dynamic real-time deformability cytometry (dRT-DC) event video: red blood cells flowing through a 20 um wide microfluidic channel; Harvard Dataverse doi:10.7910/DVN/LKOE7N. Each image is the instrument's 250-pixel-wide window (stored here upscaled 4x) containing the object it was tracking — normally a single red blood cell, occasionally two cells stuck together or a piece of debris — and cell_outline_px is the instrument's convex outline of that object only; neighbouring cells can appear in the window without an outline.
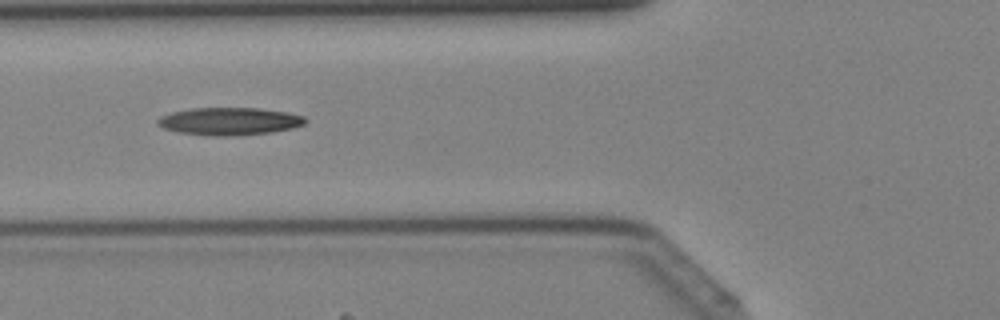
{"species": "Egyptian fruit bat (a non-hibernating species)", "species_latin": "Rousettus aegyptiacus", "temperature_condition": "cold", "stored_images_in_passage": 42, "camera_frame_rate_fps": 3000, "um_per_image_px": 0.085, "animal": {"sex": "female"}, "frame": {"image": 1, "passage_image": 16, "time_ms": 5.0, "image_size_px": [1000, 320], "cell_outline_px": [[308, 120], [304, 124], [292, 128], [272, 132], [232, 136], [212, 136], [180, 132], [164, 128], [156, 124], [156, 120], [160, 116], [172, 112], [192, 108], [260, 108], [284, 112], [304, 116]], "centroid_in_image_um": [19.49, 10.31], "position_along_channel_um": 106.3, "area_um2": 23.7}}
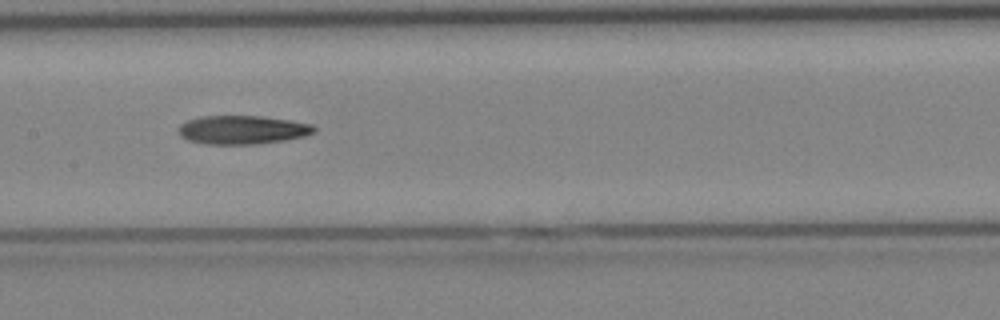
{"frame": {"image": 2, "passage_image": 21, "time_ms": 6.667, "image_size_px": [1000, 320], "cell_outline_px": [[316, 132], [304, 136], [284, 140], [260, 144], [204, 144], [188, 140], [180, 136], [176, 132], [176, 128], [180, 124], [188, 120], [200, 116], [264, 116], [312, 124], [316, 128]], "centroid_in_image_um": [20.56, 11.04], "position_along_channel_um": 186.8, "area_um2": 22.89}}
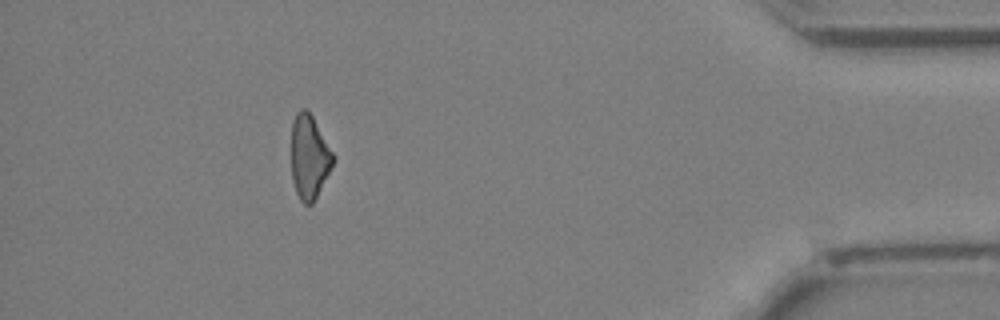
{"frame": {"image": 3, "passage_image": 38, "time_ms": 12.333, "image_size_px": [1000, 320], "cell_outline_px": [[336, 160], [312, 204], [304, 204], [300, 200], [296, 192], [292, 180], [292, 120], [296, 112], [300, 108], [304, 108], [312, 116], [336, 156]], "centroid_in_image_um": [26.3, 13.33], "position_along_channel_um": 408.9, "area_um2": 20.52}}